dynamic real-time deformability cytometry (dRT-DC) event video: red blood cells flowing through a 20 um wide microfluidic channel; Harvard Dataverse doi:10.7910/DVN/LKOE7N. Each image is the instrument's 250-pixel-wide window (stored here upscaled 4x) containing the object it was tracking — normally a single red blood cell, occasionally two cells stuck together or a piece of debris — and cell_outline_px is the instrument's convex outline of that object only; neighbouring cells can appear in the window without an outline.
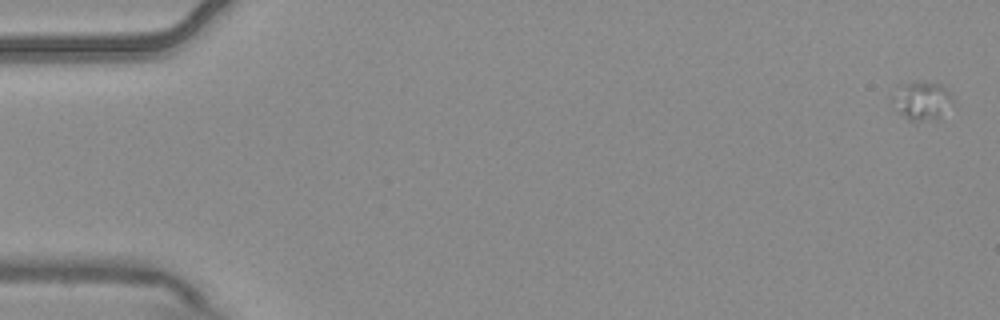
{"species": "common noctule bat (a hibernating species)", "species_latin": "Nyctalus noctula", "temperature_condition": "warm", "stored_images_in_passage": 4, "camera_frame_rate_fps": 3000, "um_per_image_px": 0.085, "animal": {"sex": "male", "body_mass_g": 20.4}, "frame": {"image": 1, "passage_image": 1, "time_ms": 0.0, "image_size_px": [1000, 320], "cell_outline_px": [[952, 100], [936, 120], [908, 120], [900, 112], [892, 100], [892, 96], [904, 84], [916, 80], [944, 84], [952, 96]], "centroid_in_image_um": [78.38, 8.51], "position_along_channel_um": 6.6, "area_um2": 13.12}}
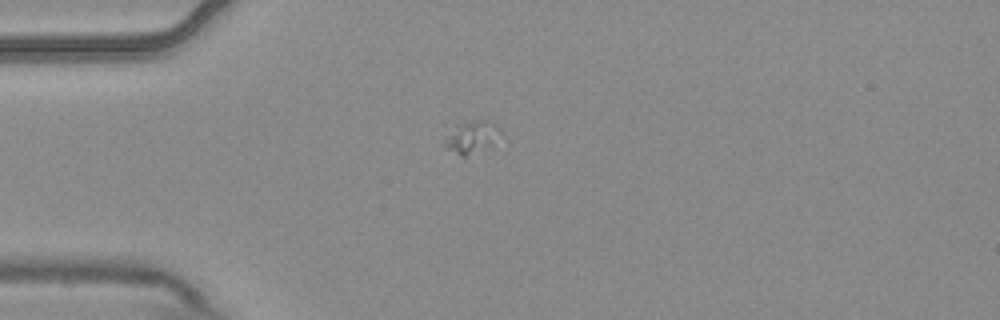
{"frame": {"image": 2, "passage_image": 4, "time_ms": 1.0, "image_size_px": [1000, 320], "cell_outline_px": [[500, 132], [488, 148], [464, 156], [460, 156], [444, 148], [444, 140], [460, 124], [476, 120], [492, 120]], "centroid_in_image_um": [40.09, 11.67], "position_along_channel_um": 44.9, "area_um2": 10.06}}